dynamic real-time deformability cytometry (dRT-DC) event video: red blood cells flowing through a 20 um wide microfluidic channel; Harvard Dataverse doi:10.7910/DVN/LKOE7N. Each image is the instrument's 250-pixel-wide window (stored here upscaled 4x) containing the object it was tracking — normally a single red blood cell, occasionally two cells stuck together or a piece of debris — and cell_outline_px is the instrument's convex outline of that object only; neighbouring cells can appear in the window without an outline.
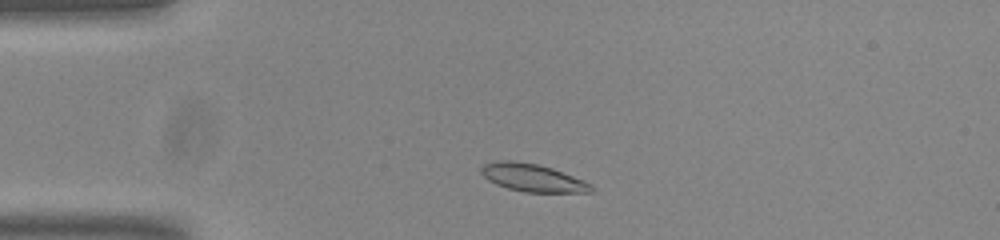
{"species": "common noctule bat (a hibernating species)", "species_latin": "Nyctalus noctula", "temperature_condition": "room temperature", "stored_images_in_passage": 46, "camera_frame_rate_fps": 3000, "um_per_image_px": 0.085, "animal": {"sex": "male", "body_mass_g": 20.0, "forearm_length_mm": 53.3}, "frame": {"image": 1, "passage_image": 4, "time_ms": 1.0, "image_size_px": [1000, 240], "cell_outline_px": [[596, 192], [524, 192], [508, 188], [496, 184], [488, 180], [480, 172], [480, 168], [484, 164], [500, 160], [512, 160], [536, 164], [552, 168], [584, 180], [592, 184], [596, 188]], "centroid_in_image_um": [45.31, 15.11], "position_along_channel_um": 39.7, "area_um2": 17.86}}
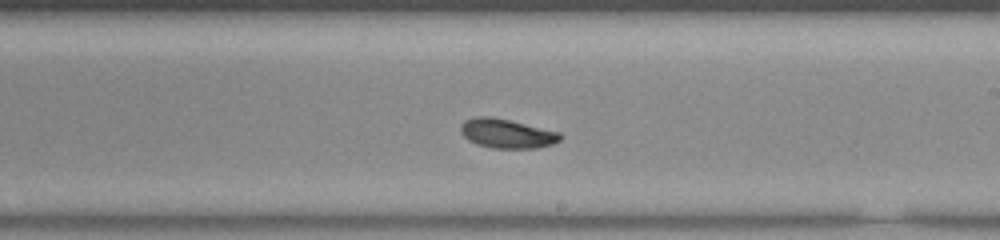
{"frame": {"image": 2, "passage_image": 23, "time_ms": 7.333, "image_size_px": [1000, 240], "cell_outline_px": [[564, 136], [560, 140], [552, 144], [536, 148], [492, 148], [476, 144], [468, 140], [460, 132], [460, 124], [464, 120], [476, 116], [488, 116], [508, 120], [560, 132]], "centroid_in_image_um": [43.06, 11.35], "position_along_channel_um": 245.9, "area_um2": 16.99}}
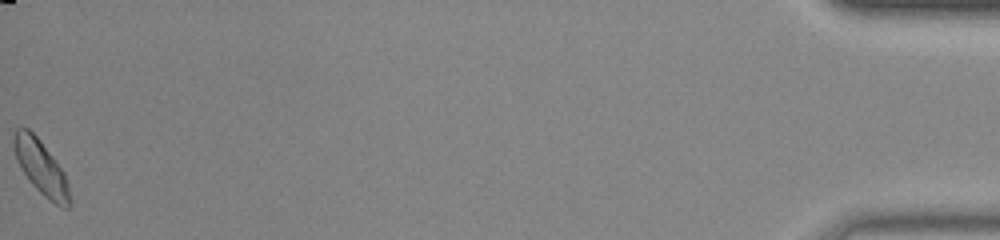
{"frame": {"image": 3, "passage_image": 46, "time_ms": 15.0, "image_size_px": [1000, 240], "cell_outline_px": [[72, 204], [68, 208], [60, 208], [44, 196], [32, 184], [24, 172], [16, 156], [12, 144], [12, 136], [16, 128], [28, 128], [40, 140], [64, 172], [68, 184], [72, 200]], "centroid_in_image_um": [3.52, 14.26], "position_along_channel_um": 431.7, "area_um2": 17.63}, "authors_computed_cell_mechanics": {"area_um2": 16.8487, "velocity_mm_per_s": 3.74, "shape_relaxation_time_tau1_ms": 3.3005, "shape_relaxation_time_tau2_ms": 6.7971, "deformation_change_tau1": 0.1098, "deformation_change_tau2": 0.0765}}